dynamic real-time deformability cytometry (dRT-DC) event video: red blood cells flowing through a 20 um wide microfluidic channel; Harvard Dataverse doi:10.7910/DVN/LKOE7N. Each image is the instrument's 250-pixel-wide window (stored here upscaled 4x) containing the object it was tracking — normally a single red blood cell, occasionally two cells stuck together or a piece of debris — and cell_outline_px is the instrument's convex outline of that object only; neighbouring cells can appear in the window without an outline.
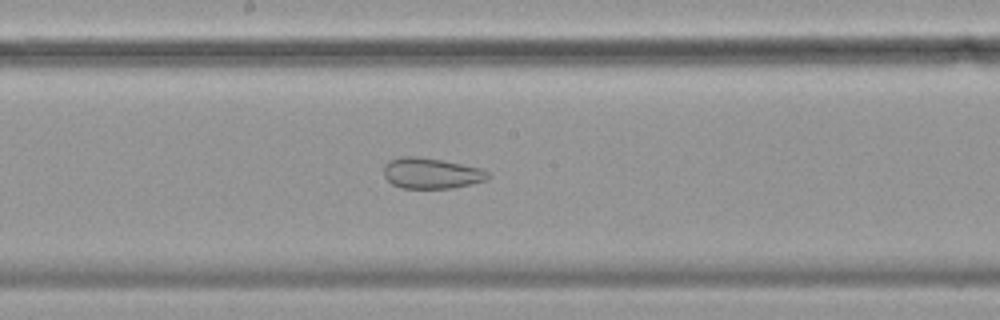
{"species": "common noctule bat (a hibernating species)", "species_latin": "Nyctalus noctula", "temperature_condition": "cold", "stored_images_in_passage": 56, "camera_frame_rate_fps": 3000, "um_per_image_px": 0.085, "animal": {"sex": "female", "body_mass_g": 19.9}, "frame": {"image": 1, "passage_image": 29, "time_ms": 9.333, "image_size_px": [1000, 320], "cell_outline_px": [[492, 176], [488, 180], [472, 184], [452, 188], [400, 188], [392, 184], [384, 176], [384, 164], [388, 160], [400, 156], [416, 156], [440, 160], [480, 168], [488, 172]], "centroid_in_image_um": [36.65, 14.73], "position_along_channel_um": 211.6, "area_um2": 18.79}}
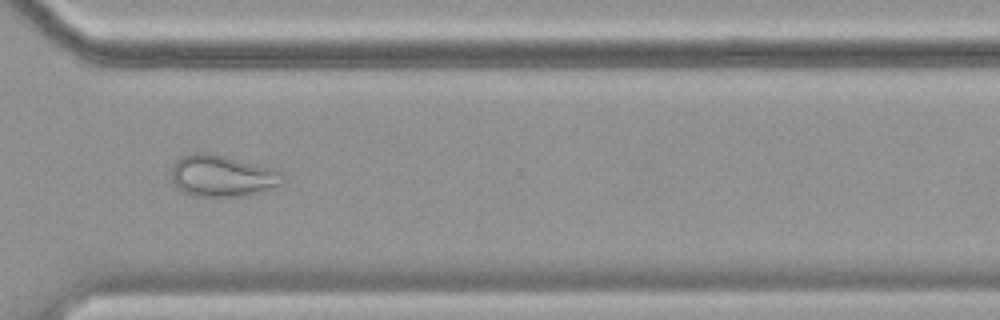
{"frame": {"image": 2, "passage_image": 41, "time_ms": 13.333, "image_size_px": [1000, 320], "cell_outline_px": [[284, 180], [280, 184], [256, 192], [240, 196], [192, 196], [180, 192], [176, 188], [172, 180], [172, 168], [176, 160], [180, 156], [196, 152], [208, 152], [272, 168], [284, 172]], "centroid_in_image_um": [18.83, 14.94], "position_along_channel_um": 351.8, "area_um2": 26.88}}
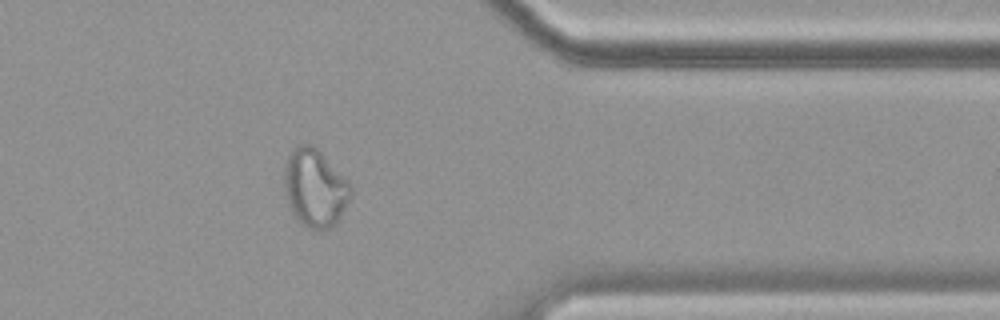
{"frame": {"image": 3, "passage_image": 45, "time_ms": 14.667, "image_size_px": [1000, 320], "cell_outline_px": [[352, 192], [336, 224], [320, 232], [308, 228], [300, 224], [292, 212], [288, 204], [284, 192], [284, 164], [288, 156], [300, 144], [308, 144], [316, 148], [352, 184]], "centroid_in_image_um": [26.75, 16.02], "position_along_channel_um": 384.6, "area_um2": 30.17}, "authors_computed_cell_mechanics": {"area_um2": 28.9289, "velocity_mm_per_s": 3.494, "shape_relaxation_time_tau1_ms": null, "shape_relaxation_time_tau2_ms": 1.5273, "deformation_change_tau1": null, "deformation_change_tau2": 0.0872}}